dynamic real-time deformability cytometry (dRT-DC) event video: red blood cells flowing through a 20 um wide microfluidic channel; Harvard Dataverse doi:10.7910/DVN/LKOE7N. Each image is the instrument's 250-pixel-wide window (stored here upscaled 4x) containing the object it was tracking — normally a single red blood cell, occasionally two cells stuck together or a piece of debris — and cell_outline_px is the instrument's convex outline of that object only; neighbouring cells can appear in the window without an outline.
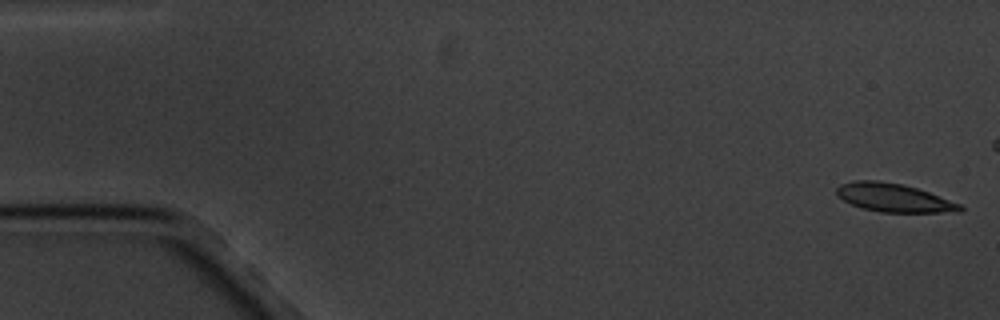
{"species": "common noctule bat (a hibernating species)", "species_latin": "Nyctalus noctula", "temperature_condition": "cold", "stored_images_in_passage": 5, "segment_of_instrument_passage": [2, 2], "camera_frame_rate_fps": 3000, "um_per_image_px": 0.085, "animal": {"sex": "male", "body_mass_g": 20.1, "forearm_length_mm": 53.5}, "frame": {"image": 1, "passage_image": 5, "time_ms": 4.667, "image_size_px": [1000, 320], "cell_outline_px": [[964, 208], [960, 212], [880, 212], [864, 208], [852, 204], [836, 196], [836, 188], [840, 184], [852, 180], [880, 180], [904, 184], [928, 192], [960, 204]], "centroid_in_image_um": [75.93, 16.79], "position_along_channel_um": 9.1, "area_um2": 20.4}}